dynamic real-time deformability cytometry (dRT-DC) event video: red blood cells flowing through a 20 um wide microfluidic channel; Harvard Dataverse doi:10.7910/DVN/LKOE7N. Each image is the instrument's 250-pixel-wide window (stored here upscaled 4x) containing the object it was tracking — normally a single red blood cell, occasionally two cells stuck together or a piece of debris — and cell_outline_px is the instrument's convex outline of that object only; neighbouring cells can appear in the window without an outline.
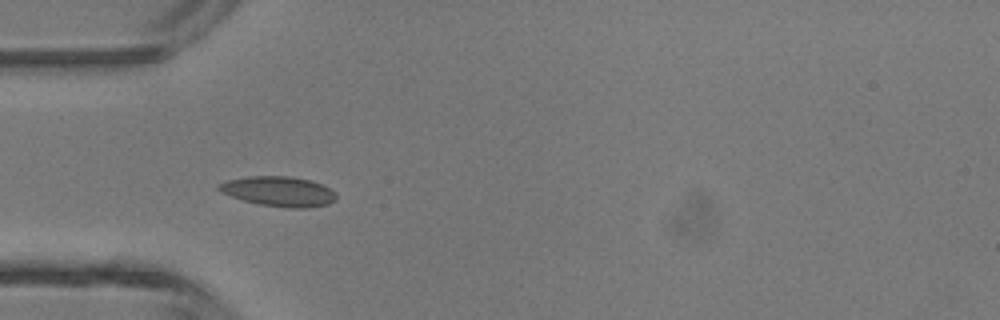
{"species": "common noctule bat (a hibernating species)", "species_latin": "Nyctalus noctula", "temperature_condition": "room temperature", "stored_images_in_passage": 6, "camera_frame_rate_fps": 3000, "um_per_image_px": 0.085, "animal": {"sex": "male", "body_mass_g": 13.3}, "frame": {"image": 1, "passage_image": 5, "time_ms": 1.333, "image_size_px": [1000, 320], "cell_outline_px": [[336, 200], [328, 204], [308, 208], [292, 208], [260, 204], [244, 200], [220, 192], [216, 188], [216, 184], [228, 180], [248, 176], [288, 176], [312, 180], [336, 192]], "centroid_in_image_um": [23.69, 16.26], "position_along_channel_um": 61.3, "area_um2": 20.46}}
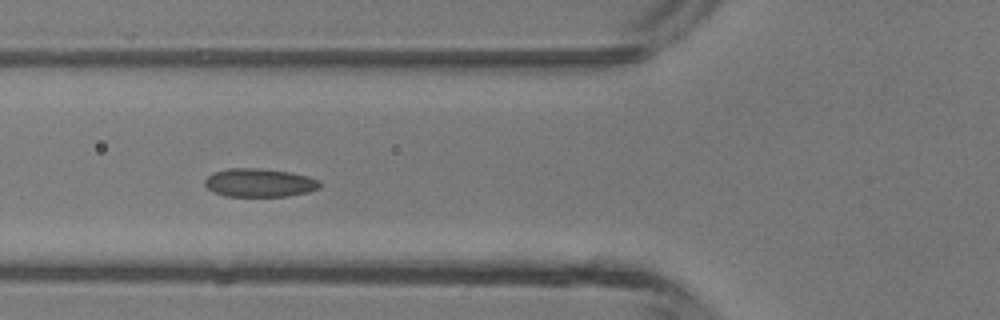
{"frame": {"image": 2, "passage_image": 6, "time_ms": 1.667, "image_size_px": [1000, 320], "cell_outline_px": [[320, 188], [308, 192], [288, 196], [224, 196], [212, 192], [204, 184], [204, 180], [208, 176], [216, 172], [228, 168], [260, 168], [288, 172], [308, 176], [320, 180]], "centroid_in_image_um": [22.05, 15.54], "position_along_channel_um": 103.7, "area_um2": 19.07}}